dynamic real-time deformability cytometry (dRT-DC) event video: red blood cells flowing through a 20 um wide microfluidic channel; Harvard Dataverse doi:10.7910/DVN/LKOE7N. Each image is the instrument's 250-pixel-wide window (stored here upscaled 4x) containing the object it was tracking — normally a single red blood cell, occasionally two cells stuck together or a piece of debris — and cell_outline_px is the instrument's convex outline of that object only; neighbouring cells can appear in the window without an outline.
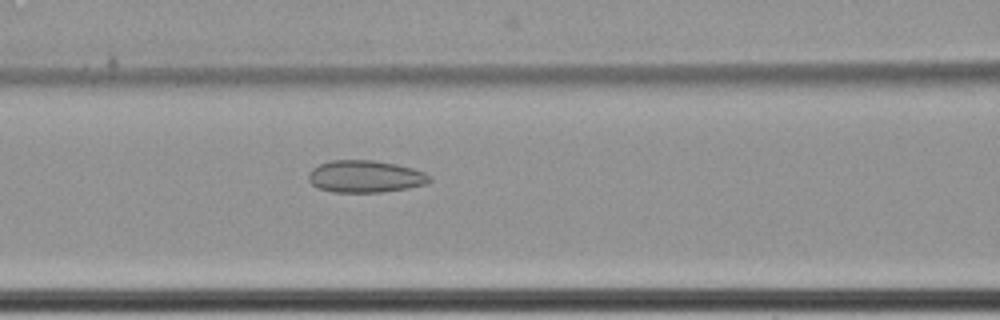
{"species": "common noctule bat (a hibernating species)", "species_latin": "Nyctalus noctula", "temperature_condition": "cold", "stored_images_in_passage": 38, "camera_frame_rate_fps": 3000, "um_per_image_px": 0.085, "animal": {"sex": "female", "body_mass_g": 22.7, "forearm_length_mm": 54.2}, "frame": {"image": 1, "passage_image": 29, "time_ms": 9.333, "image_size_px": [1000, 320], "cell_outline_px": [[432, 180], [428, 184], [408, 188], [380, 192], [332, 192], [316, 188], [308, 180], [308, 172], [312, 168], [320, 164], [332, 160], [372, 160], [396, 164], [412, 168], [424, 172], [432, 176]], "centroid_in_image_um": [31.05, 15.0], "position_along_channel_um": 135.6, "area_um2": 22.89}}
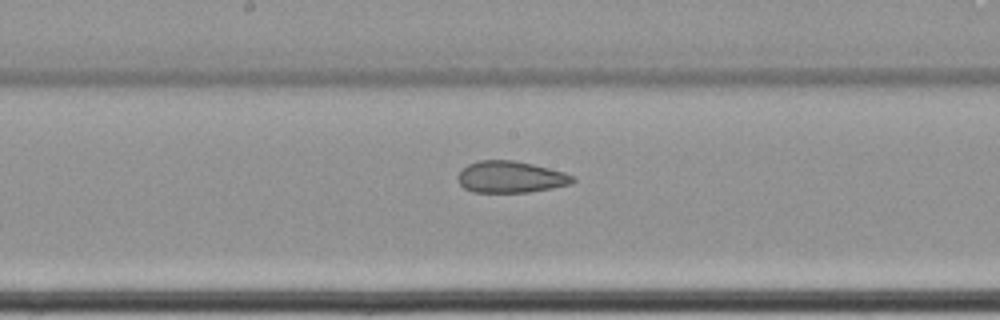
{"frame": {"image": 2, "passage_image": 35, "time_ms": 11.333, "image_size_px": [1000, 320], "cell_outline_px": [[576, 180], [572, 184], [552, 188], [528, 192], [472, 192], [464, 188], [456, 180], [456, 176], [468, 164], [480, 160], [512, 160], [532, 164], [564, 172], [576, 176]], "centroid_in_image_um": [43.41, 15.05], "position_along_channel_um": 204.8, "area_um2": 21.27}}
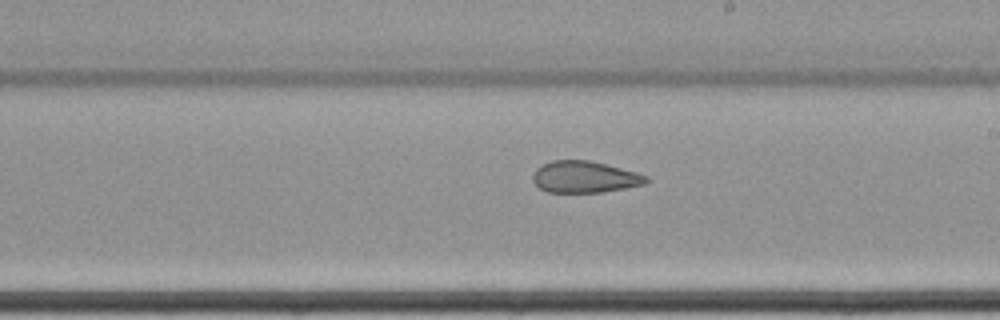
{"frame": {"image": 3, "passage_image": 38, "time_ms": 12.333, "image_size_px": [1000, 320], "cell_outline_px": [[648, 180], [644, 184], [624, 188], [600, 192], [548, 192], [540, 188], [532, 180], [532, 176], [536, 168], [552, 160], [588, 160], [636, 172], [648, 176]], "centroid_in_image_um": [49.67, 15.04], "position_along_channel_um": 239.3, "area_um2": 20.63}}